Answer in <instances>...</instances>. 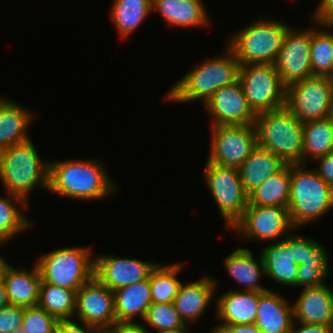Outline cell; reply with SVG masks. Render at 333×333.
<instances>
[{"label": "cell", "mask_w": 333, "mask_h": 333, "mask_svg": "<svg viewBox=\"0 0 333 333\" xmlns=\"http://www.w3.org/2000/svg\"><path fill=\"white\" fill-rule=\"evenodd\" d=\"M105 169L102 160L93 158L49 161L48 190L76 200H101L117 192Z\"/></svg>", "instance_id": "1"}, {"label": "cell", "mask_w": 333, "mask_h": 333, "mask_svg": "<svg viewBox=\"0 0 333 333\" xmlns=\"http://www.w3.org/2000/svg\"><path fill=\"white\" fill-rule=\"evenodd\" d=\"M222 54L196 64L173 84L164 99L174 103L201 99L205 103L221 87L237 82L241 66L239 61L227 45Z\"/></svg>", "instance_id": "2"}, {"label": "cell", "mask_w": 333, "mask_h": 333, "mask_svg": "<svg viewBox=\"0 0 333 333\" xmlns=\"http://www.w3.org/2000/svg\"><path fill=\"white\" fill-rule=\"evenodd\" d=\"M0 181L6 193L21 197L27 204L34 188L49 183V161L42 160L30 140L0 151Z\"/></svg>", "instance_id": "3"}, {"label": "cell", "mask_w": 333, "mask_h": 333, "mask_svg": "<svg viewBox=\"0 0 333 333\" xmlns=\"http://www.w3.org/2000/svg\"><path fill=\"white\" fill-rule=\"evenodd\" d=\"M333 209V188L306 164H290L288 210L293 226L300 229Z\"/></svg>", "instance_id": "4"}, {"label": "cell", "mask_w": 333, "mask_h": 333, "mask_svg": "<svg viewBox=\"0 0 333 333\" xmlns=\"http://www.w3.org/2000/svg\"><path fill=\"white\" fill-rule=\"evenodd\" d=\"M257 145L286 164H302L303 123L286 107L256 114Z\"/></svg>", "instance_id": "5"}, {"label": "cell", "mask_w": 333, "mask_h": 333, "mask_svg": "<svg viewBox=\"0 0 333 333\" xmlns=\"http://www.w3.org/2000/svg\"><path fill=\"white\" fill-rule=\"evenodd\" d=\"M290 25L282 20L258 18L226 40L240 65L274 64Z\"/></svg>", "instance_id": "6"}, {"label": "cell", "mask_w": 333, "mask_h": 333, "mask_svg": "<svg viewBox=\"0 0 333 333\" xmlns=\"http://www.w3.org/2000/svg\"><path fill=\"white\" fill-rule=\"evenodd\" d=\"M89 247H63L43 254L36 265L41 282L75 292L94 276V255Z\"/></svg>", "instance_id": "7"}, {"label": "cell", "mask_w": 333, "mask_h": 333, "mask_svg": "<svg viewBox=\"0 0 333 333\" xmlns=\"http://www.w3.org/2000/svg\"><path fill=\"white\" fill-rule=\"evenodd\" d=\"M204 166L203 178L229 231L242 217L248 205V195L237 168L213 164L208 160Z\"/></svg>", "instance_id": "8"}, {"label": "cell", "mask_w": 333, "mask_h": 333, "mask_svg": "<svg viewBox=\"0 0 333 333\" xmlns=\"http://www.w3.org/2000/svg\"><path fill=\"white\" fill-rule=\"evenodd\" d=\"M239 82L255 114L285 107L286 87L274 64L241 65Z\"/></svg>", "instance_id": "9"}, {"label": "cell", "mask_w": 333, "mask_h": 333, "mask_svg": "<svg viewBox=\"0 0 333 333\" xmlns=\"http://www.w3.org/2000/svg\"><path fill=\"white\" fill-rule=\"evenodd\" d=\"M285 107L302 123L333 114V96L326 76H312L286 87Z\"/></svg>", "instance_id": "10"}, {"label": "cell", "mask_w": 333, "mask_h": 333, "mask_svg": "<svg viewBox=\"0 0 333 333\" xmlns=\"http://www.w3.org/2000/svg\"><path fill=\"white\" fill-rule=\"evenodd\" d=\"M293 230L297 229L292 224L288 207L277 206H247L242 217L230 229L240 239L243 237L258 242H278Z\"/></svg>", "instance_id": "11"}, {"label": "cell", "mask_w": 333, "mask_h": 333, "mask_svg": "<svg viewBox=\"0 0 333 333\" xmlns=\"http://www.w3.org/2000/svg\"><path fill=\"white\" fill-rule=\"evenodd\" d=\"M207 160L225 167L239 168L257 146L254 124L211 126Z\"/></svg>", "instance_id": "12"}, {"label": "cell", "mask_w": 333, "mask_h": 333, "mask_svg": "<svg viewBox=\"0 0 333 333\" xmlns=\"http://www.w3.org/2000/svg\"><path fill=\"white\" fill-rule=\"evenodd\" d=\"M311 28L305 30L290 26L285 33L281 48L274 62L282 84L287 87L298 81L312 77Z\"/></svg>", "instance_id": "13"}, {"label": "cell", "mask_w": 333, "mask_h": 333, "mask_svg": "<svg viewBox=\"0 0 333 333\" xmlns=\"http://www.w3.org/2000/svg\"><path fill=\"white\" fill-rule=\"evenodd\" d=\"M74 317L106 332L116 322L113 291L93 276L76 292Z\"/></svg>", "instance_id": "14"}, {"label": "cell", "mask_w": 333, "mask_h": 333, "mask_svg": "<svg viewBox=\"0 0 333 333\" xmlns=\"http://www.w3.org/2000/svg\"><path fill=\"white\" fill-rule=\"evenodd\" d=\"M203 106L211 116V126L254 124L256 118L239 80L218 89Z\"/></svg>", "instance_id": "15"}, {"label": "cell", "mask_w": 333, "mask_h": 333, "mask_svg": "<svg viewBox=\"0 0 333 333\" xmlns=\"http://www.w3.org/2000/svg\"><path fill=\"white\" fill-rule=\"evenodd\" d=\"M159 262L118 256H94V276L110 290L144 281Z\"/></svg>", "instance_id": "16"}, {"label": "cell", "mask_w": 333, "mask_h": 333, "mask_svg": "<svg viewBox=\"0 0 333 333\" xmlns=\"http://www.w3.org/2000/svg\"><path fill=\"white\" fill-rule=\"evenodd\" d=\"M217 286L216 279L210 276L182 283L173 303L185 324L196 323L205 314L214 300Z\"/></svg>", "instance_id": "17"}, {"label": "cell", "mask_w": 333, "mask_h": 333, "mask_svg": "<svg viewBox=\"0 0 333 333\" xmlns=\"http://www.w3.org/2000/svg\"><path fill=\"white\" fill-rule=\"evenodd\" d=\"M292 304L294 322L333 325V290L326 283L303 288Z\"/></svg>", "instance_id": "18"}, {"label": "cell", "mask_w": 333, "mask_h": 333, "mask_svg": "<svg viewBox=\"0 0 333 333\" xmlns=\"http://www.w3.org/2000/svg\"><path fill=\"white\" fill-rule=\"evenodd\" d=\"M294 322L293 304L269 289L258 292L255 324L262 333H290Z\"/></svg>", "instance_id": "19"}, {"label": "cell", "mask_w": 333, "mask_h": 333, "mask_svg": "<svg viewBox=\"0 0 333 333\" xmlns=\"http://www.w3.org/2000/svg\"><path fill=\"white\" fill-rule=\"evenodd\" d=\"M1 278L10 305L24 308L38 305L41 275L36 263H34L33 269L29 271L25 268L17 269L7 262L3 268Z\"/></svg>", "instance_id": "20"}, {"label": "cell", "mask_w": 333, "mask_h": 333, "mask_svg": "<svg viewBox=\"0 0 333 333\" xmlns=\"http://www.w3.org/2000/svg\"><path fill=\"white\" fill-rule=\"evenodd\" d=\"M0 96V151L12 145L30 140L28 130L32 124L34 111L19 103Z\"/></svg>", "instance_id": "21"}, {"label": "cell", "mask_w": 333, "mask_h": 333, "mask_svg": "<svg viewBox=\"0 0 333 333\" xmlns=\"http://www.w3.org/2000/svg\"><path fill=\"white\" fill-rule=\"evenodd\" d=\"M216 305V319L219 324H252L256 321L258 292L243 291L236 288L221 294Z\"/></svg>", "instance_id": "22"}, {"label": "cell", "mask_w": 333, "mask_h": 333, "mask_svg": "<svg viewBox=\"0 0 333 333\" xmlns=\"http://www.w3.org/2000/svg\"><path fill=\"white\" fill-rule=\"evenodd\" d=\"M203 0H152V11L159 12L173 28H202L210 24Z\"/></svg>", "instance_id": "23"}, {"label": "cell", "mask_w": 333, "mask_h": 333, "mask_svg": "<svg viewBox=\"0 0 333 333\" xmlns=\"http://www.w3.org/2000/svg\"><path fill=\"white\" fill-rule=\"evenodd\" d=\"M266 276L282 286L296 287L298 264L290 249V234L261 249Z\"/></svg>", "instance_id": "24"}, {"label": "cell", "mask_w": 333, "mask_h": 333, "mask_svg": "<svg viewBox=\"0 0 333 333\" xmlns=\"http://www.w3.org/2000/svg\"><path fill=\"white\" fill-rule=\"evenodd\" d=\"M259 256L257 261L250 249L237 247L224 259L227 273L244 287V291L263 293L269 290L260 284V278L263 279L266 272L261 254Z\"/></svg>", "instance_id": "25"}, {"label": "cell", "mask_w": 333, "mask_h": 333, "mask_svg": "<svg viewBox=\"0 0 333 333\" xmlns=\"http://www.w3.org/2000/svg\"><path fill=\"white\" fill-rule=\"evenodd\" d=\"M285 165L275 153L257 145L238 168L245 193L249 195Z\"/></svg>", "instance_id": "26"}, {"label": "cell", "mask_w": 333, "mask_h": 333, "mask_svg": "<svg viewBox=\"0 0 333 333\" xmlns=\"http://www.w3.org/2000/svg\"><path fill=\"white\" fill-rule=\"evenodd\" d=\"M149 278L114 290L117 322H141L152 304ZM137 317V318H136Z\"/></svg>", "instance_id": "27"}, {"label": "cell", "mask_w": 333, "mask_h": 333, "mask_svg": "<svg viewBox=\"0 0 333 333\" xmlns=\"http://www.w3.org/2000/svg\"><path fill=\"white\" fill-rule=\"evenodd\" d=\"M109 16L119 38L132 36L152 13V0H114Z\"/></svg>", "instance_id": "28"}, {"label": "cell", "mask_w": 333, "mask_h": 333, "mask_svg": "<svg viewBox=\"0 0 333 333\" xmlns=\"http://www.w3.org/2000/svg\"><path fill=\"white\" fill-rule=\"evenodd\" d=\"M289 196L290 164H286L248 195L247 206L288 207Z\"/></svg>", "instance_id": "29"}, {"label": "cell", "mask_w": 333, "mask_h": 333, "mask_svg": "<svg viewBox=\"0 0 333 333\" xmlns=\"http://www.w3.org/2000/svg\"><path fill=\"white\" fill-rule=\"evenodd\" d=\"M6 195L0 196V242L3 245L33 226L29 218L22 214L23 210L28 209V204L19 196Z\"/></svg>", "instance_id": "30"}, {"label": "cell", "mask_w": 333, "mask_h": 333, "mask_svg": "<svg viewBox=\"0 0 333 333\" xmlns=\"http://www.w3.org/2000/svg\"><path fill=\"white\" fill-rule=\"evenodd\" d=\"M330 153H333L331 116L304 122L302 164H307V159L315 160Z\"/></svg>", "instance_id": "31"}, {"label": "cell", "mask_w": 333, "mask_h": 333, "mask_svg": "<svg viewBox=\"0 0 333 333\" xmlns=\"http://www.w3.org/2000/svg\"><path fill=\"white\" fill-rule=\"evenodd\" d=\"M182 263H158L149 275L152 303H173L182 285L178 273Z\"/></svg>", "instance_id": "32"}, {"label": "cell", "mask_w": 333, "mask_h": 333, "mask_svg": "<svg viewBox=\"0 0 333 333\" xmlns=\"http://www.w3.org/2000/svg\"><path fill=\"white\" fill-rule=\"evenodd\" d=\"M76 292L61 286L41 282L38 306L59 319H72Z\"/></svg>", "instance_id": "33"}, {"label": "cell", "mask_w": 333, "mask_h": 333, "mask_svg": "<svg viewBox=\"0 0 333 333\" xmlns=\"http://www.w3.org/2000/svg\"><path fill=\"white\" fill-rule=\"evenodd\" d=\"M312 22H315L316 25L311 27L310 61L312 73L313 76H326L333 68V33L324 29L325 24Z\"/></svg>", "instance_id": "34"}, {"label": "cell", "mask_w": 333, "mask_h": 333, "mask_svg": "<svg viewBox=\"0 0 333 333\" xmlns=\"http://www.w3.org/2000/svg\"><path fill=\"white\" fill-rule=\"evenodd\" d=\"M143 323L154 329V333L174 329L177 327H188L181 319L174 303H152L143 319Z\"/></svg>", "instance_id": "35"}, {"label": "cell", "mask_w": 333, "mask_h": 333, "mask_svg": "<svg viewBox=\"0 0 333 333\" xmlns=\"http://www.w3.org/2000/svg\"><path fill=\"white\" fill-rule=\"evenodd\" d=\"M58 319L38 305L25 308L22 330L26 333H55Z\"/></svg>", "instance_id": "36"}, {"label": "cell", "mask_w": 333, "mask_h": 333, "mask_svg": "<svg viewBox=\"0 0 333 333\" xmlns=\"http://www.w3.org/2000/svg\"><path fill=\"white\" fill-rule=\"evenodd\" d=\"M330 257H328L322 264L314 267H306L298 265L296 288H310L317 287L324 284L325 279L328 278L330 273Z\"/></svg>", "instance_id": "37"}, {"label": "cell", "mask_w": 333, "mask_h": 333, "mask_svg": "<svg viewBox=\"0 0 333 333\" xmlns=\"http://www.w3.org/2000/svg\"><path fill=\"white\" fill-rule=\"evenodd\" d=\"M25 308L8 305L0 310V333H11L18 327H22Z\"/></svg>", "instance_id": "38"}, {"label": "cell", "mask_w": 333, "mask_h": 333, "mask_svg": "<svg viewBox=\"0 0 333 333\" xmlns=\"http://www.w3.org/2000/svg\"><path fill=\"white\" fill-rule=\"evenodd\" d=\"M329 257V253L321 243L308 237V251H306L305 261L301 266L314 267L322 264Z\"/></svg>", "instance_id": "39"}, {"label": "cell", "mask_w": 333, "mask_h": 333, "mask_svg": "<svg viewBox=\"0 0 333 333\" xmlns=\"http://www.w3.org/2000/svg\"><path fill=\"white\" fill-rule=\"evenodd\" d=\"M74 322L72 319H59L56 324L55 333H102V331L89 326L82 321ZM81 322V323H80Z\"/></svg>", "instance_id": "40"}, {"label": "cell", "mask_w": 333, "mask_h": 333, "mask_svg": "<svg viewBox=\"0 0 333 333\" xmlns=\"http://www.w3.org/2000/svg\"><path fill=\"white\" fill-rule=\"evenodd\" d=\"M294 231L290 233V249H292L295 263L300 265L305 261L306 251H308V237L295 234Z\"/></svg>", "instance_id": "41"}, {"label": "cell", "mask_w": 333, "mask_h": 333, "mask_svg": "<svg viewBox=\"0 0 333 333\" xmlns=\"http://www.w3.org/2000/svg\"><path fill=\"white\" fill-rule=\"evenodd\" d=\"M314 161H319V164L313 169L329 186L333 188V153L319 157Z\"/></svg>", "instance_id": "42"}, {"label": "cell", "mask_w": 333, "mask_h": 333, "mask_svg": "<svg viewBox=\"0 0 333 333\" xmlns=\"http://www.w3.org/2000/svg\"><path fill=\"white\" fill-rule=\"evenodd\" d=\"M311 15L312 21L320 24L326 25L333 22V0H320Z\"/></svg>", "instance_id": "43"}, {"label": "cell", "mask_w": 333, "mask_h": 333, "mask_svg": "<svg viewBox=\"0 0 333 333\" xmlns=\"http://www.w3.org/2000/svg\"><path fill=\"white\" fill-rule=\"evenodd\" d=\"M215 326L211 333H262L255 323L239 325L217 324Z\"/></svg>", "instance_id": "44"}, {"label": "cell", "mask_w": 333, "mask_h": 333, "mask_svg": "<svg viewBox=\"0 0 333 333\" xmlns=\"http://www.w3.org/2000/svg\"><path fill=\"white\" fill-rule=\"evenodd\" d=\"M143 324L136 322H115L106 333H150Z\"/></svg>", "instance_id": "45"}, {"label": "cell", "mask_w": 333, "mask_h": 333, "mask_svg": "<svg viewBox=\"0 0 333 333\" xmlns=\"http://www.w3.org/2000/svg\"><path fill=\"white\" fill-rule=\"evenodd\" d=\"M295 323L299 328L295 326ZM290 333H333V325L293 322Z\"/></svg>", "instance_id": "46"}, {"label": "cell", "mask_w": 333, "mask_h": 333, "mask_svg": "<svg viewBox=\"0 0 333 333\" xmlns=\"http://www.w3.org/2000/svg\"><path fill=\"white\" fill-rule=\"evenodd\" d=\"M10 305L6 288L4 285V282L2 281V278L0 279V310L3 309L4 307Z\"/></svg>", "instance_id": "47"}, {"label": "cell", "mask_w": 333, "mask_h": 333, "mask_svg": "<svg viewBox=\"0 0 333 333\" xmlns=\"http://www.w3.org/2000/svg\"><path fill=\"white\" fill-rule=\"evenodd\" d=\"M188 328L189 327H177L174 329H169V330L161 331L158 333H191V331ZM149 332L153 333L151 331H149Z\"/></svg>", "instance_id": "48"}, {"label": "cell", "mask_w": 333, "mask_h": 333, "mask_svg": "<svg viewBox=\"0 0 333 333\" xmlns=\"http://www.w3.org/2000/svg\"><path fill=\"white\" fill-rule=\"evenodd\" d=\"M326 77L328 78L329 86H330V90H331V94H332V96H333V68H332L331 71L326 75Z\"/></svg>", "instance_id": "49"}, {"label": "cell", "mask_w": 333, "mask_h": 333, "mask_svg": "<svg viewBox=\"0 0 333 333\" xmlns=\"http://www.w3.org/2000/svg\"><path fill=\"white\" fill-rule=\"evenodd\" d=\"M8 261H6V259L4 257H2V255L0 254V279H1V276H2V271H3V268L4 266L6 265Z\"/></svg>", "instance_id": "50"}, {"label": "cell", "mask_w": 333, "mask_h": 333, "mask_svg": "<svg viewBox=\"0 0 333 333\" xmlns=\"http://www.w3.org/2000/svg\"><path fill=\"white\" fill-rule=\"evenodd\" d=\"M11 333H26V331L22 330V327H18L13 330Z\"/></svg>", "instance_id": "51"}, {"label": "cell", "mask_w": 333, "mask_h": 333, "mask_svg": "<svg viewBox=\"0 0 333 333\" xmlns=\"http://www.w3.org/2000/svg\"><path fill=\"white\" fill-rule=\"evenodd\" d=\"M327 27H328L329 29H330L331 27L333 28V22L326 24V28H325V29H328Z\"/></svg>", "instance_id": "52"}, {"label": "cell", "mask_w": 333, "mask_h": 333, "mask_svg": "<svg viewBox=\"0 0 333 333\" xmlns=\"http://www.w3.org/2000/svg\"><path fill=\"white\" fill-rule=\"evenodd\" d=\"M331 126H332V132H333V114L331 115Z\"/></svg>", "instance_id": "53"}]
</instances>
